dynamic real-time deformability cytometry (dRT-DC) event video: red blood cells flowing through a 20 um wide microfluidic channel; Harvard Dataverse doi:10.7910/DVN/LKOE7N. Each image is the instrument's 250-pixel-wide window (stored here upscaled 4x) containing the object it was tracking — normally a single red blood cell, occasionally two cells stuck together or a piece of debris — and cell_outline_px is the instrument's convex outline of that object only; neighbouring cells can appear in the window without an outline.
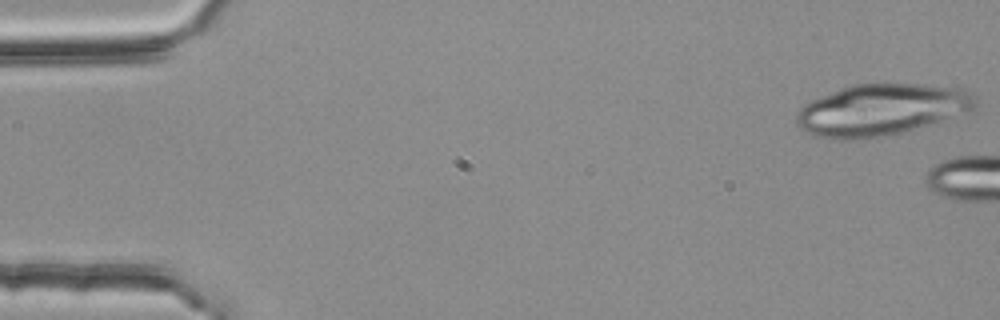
{"species": "common noctule bat (a hibernating species)", "species_latin": "Nyctalus noctula", "temperature_condition": "room temperature", "stored_images_in_passage": 5, "camera_frame_rate_fps": 3000, "um_per_image_px": 0.085, "animal": {"sex": "female", "body_mass_g": 25.1}, "frame": {"image": 1, "passage_image": 1, "time_ms": 0.0, "image_size_px": [1000, 320], "cell_outline_px": [[976, 108], [968, 112], [936, 124], [900, 132], [856, 140], [836, 140], [816, 136], [804, 132], [800, 128], [796, 120], [796, 112], [800, 108], [812, 100], [840, 88], [852, 84], [872, 80], [876, 80], [920, 84], [960, 88], [972, 92], [976, 96]], "centroid_in_image_um": [74.94, 9.29], "position_along_channel_um": 10.1, "area_um2": 55.03}}